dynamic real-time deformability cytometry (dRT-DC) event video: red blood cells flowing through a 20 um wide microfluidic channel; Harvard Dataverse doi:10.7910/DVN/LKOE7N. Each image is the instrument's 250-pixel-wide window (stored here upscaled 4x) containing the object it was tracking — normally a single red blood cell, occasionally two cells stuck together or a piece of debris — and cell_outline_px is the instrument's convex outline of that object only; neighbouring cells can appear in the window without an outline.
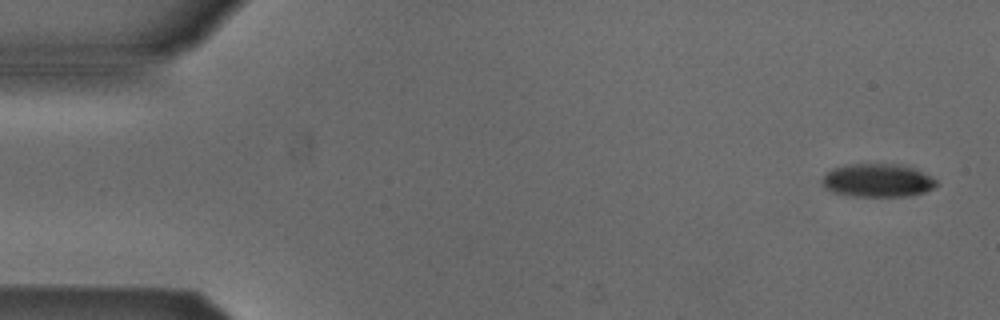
{"species": "Egyptian fruit bat (a non-hibernating species)", "species_latin": "Rousettus aegyptiacus", "temperature_condition": "cold", "stored_images_in_passage": 6, "camera_frame_rate_fps": 3000, "um_per_image_px": 0.085, "animal": {"sex": "male"}, "frame": {"image": 1, "passage_image": 1, "time_ms": 0.0, "image_size_px": [1000, 320], "cell_outline_px": [[940, 184], [924, 192], [908, 196], [852, 196], [832, 192], [824, 188], [820, 184], [820, 180], [824, 172], [832, 168], [844, 164], [896, 164], [912, 168], [936, 180]], "centroid_in_image_um": [74.49, 15.34], "position_along_channel_um": 10.5, "area_um2": 22.31}}
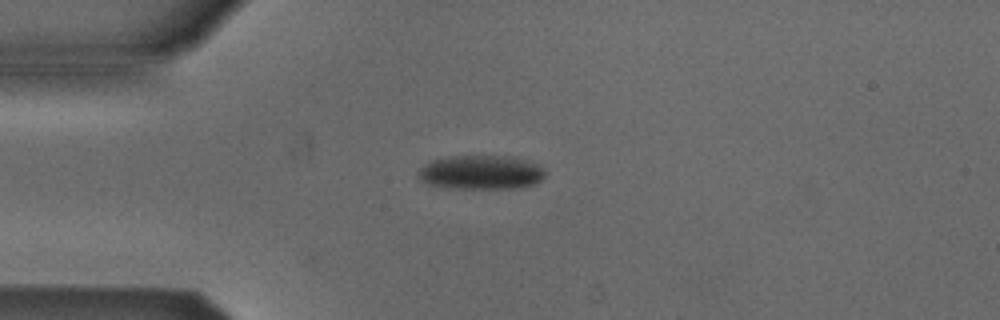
{"frame": {"image": 2, "passage_image": 4, "time_ms": 3.667, "image_size_px": [1000, 320], "cell_outline_px": [[544, 176], [536, 184], [520, 188], [448, 188], [428, 184], [420, 180], [416, 176], [420, 168], [424, 164], [432, 160], [448, 156], [512, 156], [536, 164], [544, 172]], "centroid_in_image_um": [40.83, 14.65], "position_along_channel_um": 44.2, "area_um2": 25.26}}
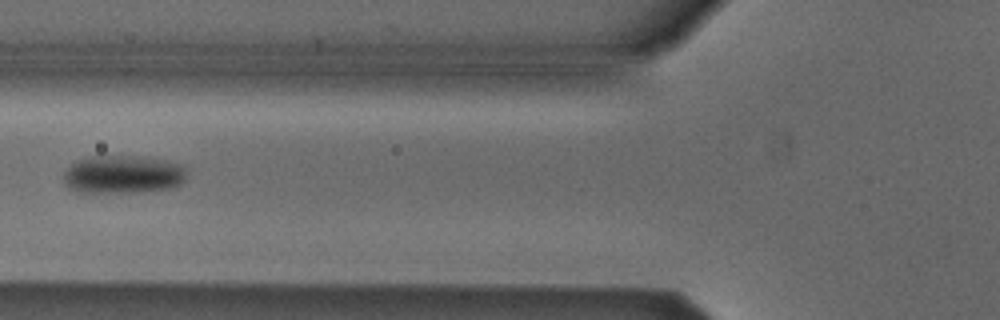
{"frame": {"image": 3, "passage_image": 6, "time_ms": 6.0, "image_size_px": [1000, 320], "cell_outline_px": [[184, 180], [180, 184], [172, 188], [124, 192], [80, 192], [68, 188], [64, 184], [64, 172], [76, 160], [92, 156], [124, 156], [164, 160], [184, 164]], "centroid_in_image_um": [10.41, 14.83], "position_along_channel_um": 115.4, "area_um2": 26.99}}